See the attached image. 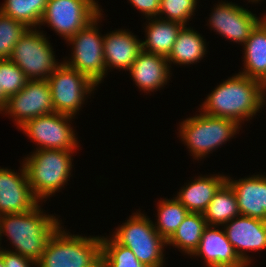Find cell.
I'll use <instances>...</instances> for the list:
<instances>
[{"label":"cell","mask_w":266,"mask_h":267,"mask_svg":"<svg viewBox=\"0 0 266 267\" xmlns=\"http://www.w3.org/2000/svg\"><path fill=\"white\" fill-rule=\"evenodd\" d=\"M265 91L263 83L238 73L214 88L200 110L204 114L231 119L241 126L242 121L252 119L260 111Z\"/></svg>","instance_id":"6da1fadb"},{"label":"cell","mask_w":266,"mask_h":267,"mask_svg":"<svg viewBox=\"0 0 266 267\" xmlns=\"http://www.w3.org/2000/svg\"><path fill=\"white\" fill-rule=\"evenodd\" d=\"M41 205L24 213L0 215V241L8 237L14 251L37 263L54 232L61 226L54 215L41 211Z\"/></svg>","instance_id":"7a4b0ae2"},{"label":"cell","mask_w":266,"mask_h":267,"mask_svg":"<svg viewBox=\"0 0 266 267\" xmlns=\"http://www.w3.org/2000/svg\"><path fill=\"white\" fill-rule=\"evenodd\" d=\"M74 150L41 149L23 161L30 188L41 202L67 184L72 170Z\"/></svg>","instance_id":"3957f363"},{"label":"cell","mask_w":266,"mask_h":267,"mask_svg":"<svg viewBox=\"0 0 266 267\" xmlns=\"http://www.w3.org/2000/svg\"><path fill=\"white\" fill-rule=\"evenodd\" d=\"M101 253V236L72 235L60 226L47 242L36 267H88Z\"/></svg>","instance_id":"277c9868"},{"label":"cell","mask_w":266,"mask_h":267,"mask_svg":"<svg viewBox=\"0 0 266 267\" xmlns=\"http://www.w3.org/2000/svg\"><path fill=\"white\" fill-rule=\"evenodd\" d=\"M200 114L188 117L180 123L179 136L195 159L205 158L216 148L230 141L240 125L231 119Z\"/></svg>","instance_id":"5b68a950"},{"label":"cell","mask_w":266,"mask_h":267,"mask_svg":"<svg viewBox=\"0 0 266 267\" xmlns=\"http://www.w3.org/2000/svg\"><path fill=\"white\" fill-rule=\"evenodd\" d=\"M112 237L128 247L146 267H163L166 241L154 228L153 221L140 211L116 228Z\"/></svg>","instance_id":"8992f818"},{"label":"cell","mask_w":266,"mask_h":267,"mask_svg":"<svg viewBox=\"0 0 266 267\" xmlns=\"http://www.w3.org/2000/svg\"><path fill=\"white\" fill-rule=\"evenodd\" d=\"M48 38L36 28H28L14 46L10 60L28 80H47L60 65Z\"/></svg>","instance_id":"52a82bcc"},{"label":"cell","mask_w":266,"mask_h":267,"mask_svg":"<svg viewBox=\"0 0 266 267\" xmlns=\"http://www.w3.org/2000/svg\"><path fill=\"white\" fill-rule=\"evenodd\" d=\"M102 15L100 13L86 27L80 29L66 41L73 46V53H71V61H63L67 66L86 75L96 85L106 77V65L103 57L104 36L99 33L97 26Z\"/></svg>","instance_id":"ba28073f"},{"label":"cell","mask_w":266,"mask_h":267,"mask_svg":"<svg viewBox=\"0 0 266 267\" xmlns=\"http://www.w3.org/2000/svg\"><path fill=\"white\" fill-rule=\"evenodd\" d=\"M51 90L54 112L75 116L86 96L97 86L86 75L67 66L64 62L47 79Z\"/></svg>","instance_id":"9c48e42d"},{"label":"cell","mask_w":266,"mask_h":267,"mask_svg":"<svg viewBox=\"0 0 266 267\" xmlns=\"http://www.w3.org/2000/svg\"><path fill=\"white\" fill-rule=\"evenodd\" d=\"M99 7L95 0H48L40 25L48 24L67 41L101 13Z\"/></svg>","instance_id":"30bf717a"},{"label":"cell","mask_w":266,"mask_h":267,"mask_svg":"<svg viewBox=\"0 0 266 267\" xmlns=\"http://www.w3.org/2000/svg\"><path fill=\"white\" fill-rule=\"evenodd\" d=\"M73 116L52 112L28 120L19 129L33 142L36 150L59 149L75 150L79 147L74 129L71 127Z\"/></svg>","instance_id":"8fae6325"},{"label":"cell","mask_w":266,"mask_h":267,"mask_svg":"<svg viewBox=\"0 0 266 267\" xmlns=\"http://www.w3.org/2000/svg\"><path fill=\"white\" fill-rule=\"evenodd\" d=\"M1 111L14 118L17 128L28 120L54 112L47 80H27L24 88L8 98Z\"/></svg>","instance_id":"7c38bea8"},{"label":"cell","mask_w":266,"mask_h":267,"mask_svg":"<svg viewBox=\"0 0 266 267\" xmlns=\"http://www.w3.org/2000/svg\"><path fill=\"white\" fill-rule=\"evenodd\" d=\"M218 3L208 20L210 28L217 34L243 45L262 17L258 18L248 9L232 2Z\"/></svg>","instance_id":"4fadbf2b"},{"label":"cell","mask_w":266,"mask_h":267,"mask_svg":"<svg viewBox=\"0 0 266 267\" xmlns=\"http://www.w3.org/2000/svg\"><path fill=\"white\" fill-rule=\"evenodd\" d=\"M21 168L20 173L0 168V215L28 212L40 204L30 188L23 162Z\"/></svg>","instance_id":"5bb4252c"},{"label":"cell","mask_w":266,"mask_h":267,"mask_svg":"<svg viewBox=\"0 0 266 267\" xmlns=\"http://www.w3.org/2000/svg\"><path fill=\"white\" fill-rule=\"evenodd\" d=\"M223 229L235 252L247 266L252 263L247 250H266V221L240 215L224 224Z\"/></svg>","instance_id":"9a60e30c"},{"label":"cell","mask_w":266,"mask_h":267,"mask_svg":"<svg viewBox=\"0 0 266 267\" xmlns=\"http://www.w3.org/2000/svg\"><path fill=\"white\" fill-rule=\"evenodd\" d=\"M208 225L192 254L204 259L207 267H248L237 255L224 230Z\"/></svg>","instance_id":"2e32d148"},{"label":"cell","mask_w":266,"mask_h":267,"mask_svg":"<svg viewBox=\"0 0 266 267\" xmlns=\"http://www.w3.org/2000/svg\"><path fill=\"white\" fill-rule=\"evenodd\" d=\"M226 182L236 194L240 215L266 221V176L263 174Z\"/></svg>","instance_id":"e0dca14e"},{"label":"cell","mask_w":266,"mask_h":267,"mask_svg":"<svg viewBox=\"0 0 266 267\" xmlns=\"http://www.w3.org/2000/svg\"><path fill=\"white\" fill-rule=\"evenodd\" d=\"M142 51L141 40L127 30H116L104 36L103 57L108 69H124L129 71L135 59ZM108 67V68H107Z\"/></svg>","instance_id":"ac0fdd59"},{"label":"cell","mask_w":266,"mask_h":267,"mask_svg":"<svg viewBox=\"0 0 266 267\" xmlns=\"http://www.w3.org/2000/svg\"><path fill=\"white\" fill-rule=\"evenodd\" d=\"M170 67L167 57L142 50L129 69L130 77L140 90L153 92L169 81Z\"/></svg>","instance_id":"d6986e66"},{"label":"cell","mask_w":266,"mask_h":267,"mask_svg":"<svg viewBox=\"0 0 266 267\" xmlns=\"http://www.w3.org/2000/svg\"><path fill=\"white\" fill-rule=\"evenodd\" d=\"M226 177L224 174L199 176L181 187L176 198L189 212L203 214L214 194L226 182Z\"/></svg>","instance_id":"ffe728a7"},{"label":"cell","mask_w":266,"mask_h":267,"mask_svg":"<svg viewBox=\"0 0 266 267\" xmlns=\"http://www.w3.org/2000/svg\"><path fill=\"white\" fill-rule=\"evenodd\" d=\"M244 69L239 72L266 86V23L261 20L243 44Z\"/></svg>","instance_id":"44dd1931"},{"label":"cell","mask_w":266,"mask_h":267,"mask_svg":"<svg viewBox=\"0 0 266 267\" xmlns=\"http://www.w3.org/2000/svg\"><path fill=\"white\" fill-rule=\"evenodd\" d=\"M146 40L141 41L142 50L152 54L168 57L179 31L184 25L158 17L148 18Z\"/></svg>","instance_id":"7402d4cb"},{"label":"cell","mask_w":266,"mask_h":267,"mask_svg":"<svg viewBox=\"0 0 266 267\" xmlns=\"http://www.w3.org/2000/svg\"><path fill=\"white\" fill-rule=\"evenodd\" d=\"M206 40L191 27L183 26L179 31L172 50L167 57L169 65H191L199 62L206 55Z\"/></svg>","instance_id":"603a6c76"},{"label":"cell","mask_w":266,"mask_h":267,"mask_svg":"<svg viewBox=\"0 0 266 267\" xmlns=\"http://www.w3.org/2000/svg\"><path fill=\"white\" fill-rule=\"evenodd\" d=\"M208 226L202 213L189 212L174 234L166 241V245L177 247L184 253L192 255L198 248L202 233Z\"/></svg>","instance_id":"cb8c5ba5"},{"label":"cell","mask_w":266,"mask_h":267,"mask_svg":"<svg viewBox=\"0 0 266 267\" xmlns=\"http://www.w3.org/2000/svg\"><path fill=\"white\" fill-rule=\"evenodd\" d=\"M203 215L208 225L215 226H223L240 216L236 194L227 182L214 194Z\"/></svg>","instance_id":"d4e9b609"},{"label":"cell","mask_w":266,"mask_h":267,"mask_svg":"<svg viewBox=\"0 0 266 267\" xmlns=\"http://www.w3.org/2000/svg\"><path fill=\"white\" fill-rule=\"evenodd\" d=\"M48 0H5L0 11L28 28L40 27Z\"/></svg>","instance_id":"484cf974"},{"label":"cell","mask_w":266,"mask_h":267,"mask_svg":"<svg viewBox=\"0 0 266 267\" xmlns=\"http://www.w3.org/2000/svg\"><path fill=\"white\" fill-rule=\"evenodd\" d=\"M157 206L158 218L154 228L167 241L178 229L189 211L176 197L171 200L166 198L160 200Z\"/></svg>","instance_id":"4316f807"},{"label":"cell","mask_w":266,"mask_h":267,"mask_svg":"<svg viewBox=\"0 0 266 267\" xmlns=\"http://www.w3.org/2000/svg\"><path fill=\"white\" fill-rule=\"evenodd\" d=\"M102 253L109 267H146L132 253V251L119 244L113 237H101Z\"/></svg>","instance_id":"83f0119b"},{"label":"cell","mask_w":266,"mask_h":267,"mask_svg":"<svg viewBox=\"0 0 266 267\" xmlns=\"http://www.w3.org/2000/svg\"><path fill=\"white\" fill-rule=\"evenodd\" d=\"M28 30L22 22L4 15L0 11V60L9 59L14 46Z\"/></svg>","instance_id":"f1b7e54d"},{"label":"cell","mask_w":266,"mask_h":267,"mask_svg":"<svg viewBox=\"0 0 266 267\" xmlns=\"http://www.w3.org/2000/svg\"><path fill=\"white\" fill-rule=\"evenodd\" d=\"M198 0H161L158 18L186 26L196 10ZM165 15V17H162Z\"/></svg>","instance_id":"f546056e"},{"label":"cell","mask_w":266,"mask_h":267,"mask_svg":"<svg viewBox=\"0 0 266 267\" xmlns=\"http://www.w3.org/2000/svg\"><path fill=\"white\" fill-rule=\"evenodd\" d=\"M27 80L24 72L10 59L0 60V88L7 98L24 88Z\"/></svg>","instance_id":"4dcf8cb0"},{"label":"cell","mask_w":266,"mask_h":267,"mask_svg":"<svg viewBox=\"0 0 266 267\" xmlns=\"http://www.w3.org/2000/svg\"><path fill=\"white\" fill-rule=\"evenodd\" d=\"M0 256L2 257L5 267H33L37 266L33 260L23 257L18 253L11 252V250L0 249Z\"/></svg>","instance_id":"1f68e13d"},{"label":"cell","mask_w":266,"mask_h":267,"mask_svg":"<svg viewBox=\"0 0 266 267\" xmlns=\"http://www.w3.org/2000/svg\"><path fill=\"white\" fill-rule=\"evenodd\" d=\"M131 5L141 11L146 18H155L160 11L161 0H129Z\"/></svg>","instance_id":"d6a6232c"},{"label":"cell","mask_w":266,"mask_h":267,"mask_svg":"<svg viewBox=\"0 0 266 267\" xmlns=\"http://www.w3.org/2000/svg\"><path fill=\"white\" fill-rule=\"evenodd\" d=\"M88 267H109L106 259L100 255L96 261H94L90 266Z\"/></svg>","instance_id":"836d02e7"},{"label":"cell","mask_w":266,"mask_h":267,"mask_svg":"<svg viewBox=\"0 0 266 267\" xmlns=\"http://www.w3.org/2000/svg\"><path fill=\"white\" fill-rule=\"evenodd\" d=\"M8 98L3 93V88H0V112L5 107Z\"/></svg>","instance_id":"e575fe53"},{"label":"cell","mask_w":266,"mask_h":267,"mask_svg":"<svg viewBox=\"0 0 266 267\" xmlns=\"http://www.w3.org/2000/svg\"><path fill=\"white\" fill-rule=\"evenodd\" d=\"M266 91L263 93V96H262V98H261V109H262V107H265L264 105L266 104L265 102V99H266Z\"/></svg>","instance_id":"d590c367"},{"label":"cell","mask_w":266,"mask_h":267,"mask_svg":"<svg viewBox=\"0 0 266 267\" xmlns=\"http://www.w3.org/2000/svg\"><path fill=\"white\" fill-rule=\"evenodd\" d=\"M0 267H5L4 261L1 256H0Z\"/></svg>","instance_id":"8d00e7d4"},{"label":"cell","mask_w":266,"mask_h":267,"mask_svg":"<svg viewBox=\"0 0 266 267\" xmlns=\"http://www.w3.org/2000/svg\"><path fill=\"white\" fill-rule=\"evenodd\" d=\"M249 2L251 1V2H255V4L256 3H258L260 0H248Z\"/></svg>","instance_id":"74e56055"},{"label":"cell","mask_w":266,"mask_h":267,"mask_svg":"<svg viewBox=\"0 0 266 267\" xmlns=\"http://www.w3.org/2000/svg\"><path fill=\"white\" fill-rule=\"evenodd\" d=\"M262 20L266 23V16L263 15Z\"/></svg>","instance_id":"f35d334b"}]
</instances>
